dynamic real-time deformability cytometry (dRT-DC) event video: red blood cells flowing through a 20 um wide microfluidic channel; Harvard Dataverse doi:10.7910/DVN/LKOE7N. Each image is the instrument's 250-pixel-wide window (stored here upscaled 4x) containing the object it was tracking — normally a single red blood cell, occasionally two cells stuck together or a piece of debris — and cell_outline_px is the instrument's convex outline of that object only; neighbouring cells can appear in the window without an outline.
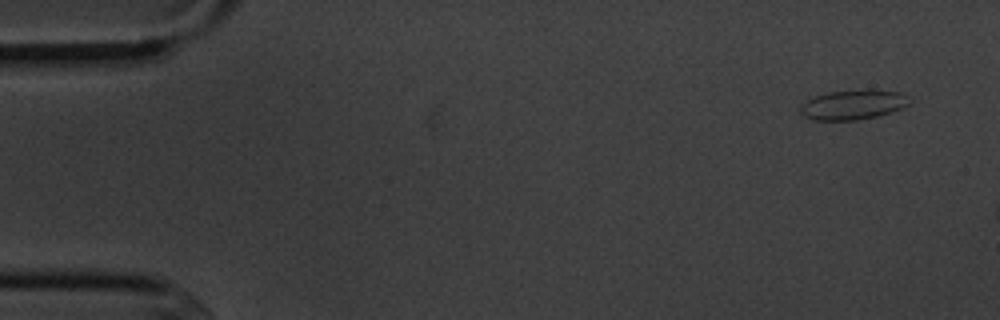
{"species": "common noctule bat (a hibernating species)", "species_latin": "Nyctalus noctula", "temperature_condition": "cold", "stored_images_in_passage": 3, "camera_frame_rate_fps": 3000, "um_per_image_px": 0.085, "animal": {"sex": "male", "body_mass_g": 20.1, "forearm_length_mm": 53.5}, "frame": {"image": 1, "passage_image": 1, "time_ms": 0.0, "image_size_px": [1000, 320], "cell_outline_px": [[912, 100], [908, 104], [900, 108], [876, 116], [856, 120], [812, 120], [804, 116], [800, 112], [800, 108], [808, 100], [816, 96], [828, 92], [868, 88], [900, 92], [912, 96]], "centroid_in_image_um": [72.56, 8.87], "position_along_channel_um": 12.4, "area_um2": 19.02}}